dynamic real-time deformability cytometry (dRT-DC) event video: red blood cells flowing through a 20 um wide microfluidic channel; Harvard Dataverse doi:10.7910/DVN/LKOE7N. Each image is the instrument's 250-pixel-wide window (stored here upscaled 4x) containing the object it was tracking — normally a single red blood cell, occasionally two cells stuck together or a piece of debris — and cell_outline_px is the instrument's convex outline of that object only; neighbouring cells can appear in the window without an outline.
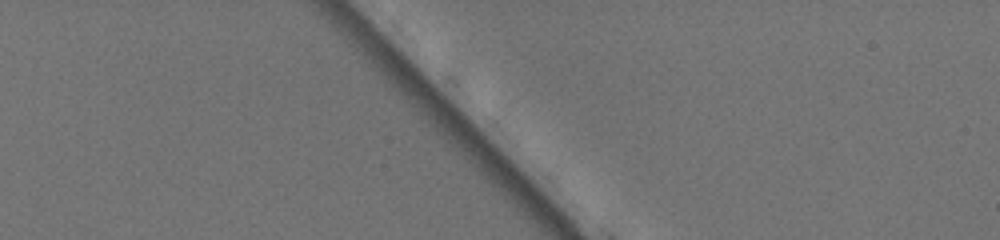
{"species": "common noctule bat (a hibernating species)", "species_latin": "Nyctalus noctula", "temperature_condition": "warm", "stored_images_in_passage": 2, "camera_frame_rate_fps": 3000, "um_per_image_px": 0.085, "animal": {"sex": "female", "body_mass_g": 19.5, "forearm_length_mm": 54.1}, "frame": {"image": 1, "passage_image": 2, "time_ms": 0.333, "image_size_px": [1000, 240], "cell_outline_px": [[604, 88], [596, 96], [584, 84], [552, 44], [560, 40], [564, 40], [596, 52], [600, 56]], "centroid_in_image_um": [49.55, 5.47], "position_along_channel_um": 35.4, "area_um2": 10.06}}